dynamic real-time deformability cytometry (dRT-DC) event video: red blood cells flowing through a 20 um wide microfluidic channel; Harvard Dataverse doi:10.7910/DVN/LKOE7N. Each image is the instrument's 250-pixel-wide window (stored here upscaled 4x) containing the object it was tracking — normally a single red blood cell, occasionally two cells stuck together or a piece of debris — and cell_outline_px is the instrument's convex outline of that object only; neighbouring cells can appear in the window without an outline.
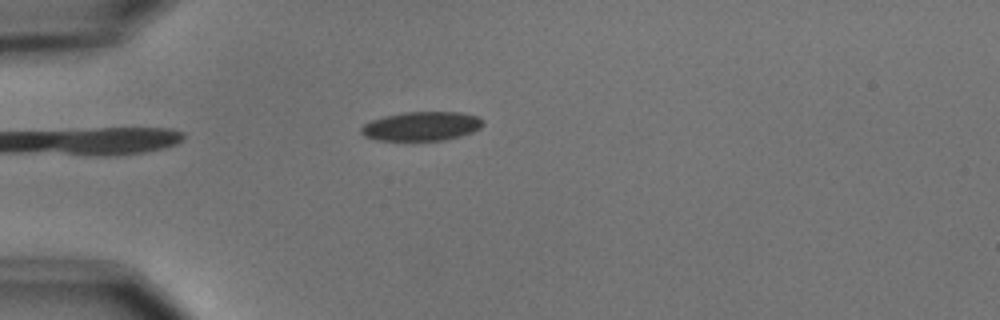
{"species": "common noctule bat (a hibernating species)", "species_latin": "Nyctalus noctula", "temperature_condition": "cold", "stored_images_in_passage": 7, "camera_frame_rate_fps": 3000, "um_per_image_px": 0.085, "animal": {"sex": "male", "body_mass_g": 15.6}, "frame": {"image": 1, "passage_image": 4, "time_ms": 4.667, "image_size_px": [1000, 320], "cell_outline_px": [[484, 124], [480, 128], [472, 132], [460, 136], [444, 140], [376, 140], [364, 136], [360, 132], [360, 128], [364, 124], [372, 120], [384, 116], [404, 112], [460, 112], [476, 116], [484, 120]], "centroid_in_image_um": [35.83, 10.72], "position_along_channel_um": 49.2, "area_um2": 20.63}}
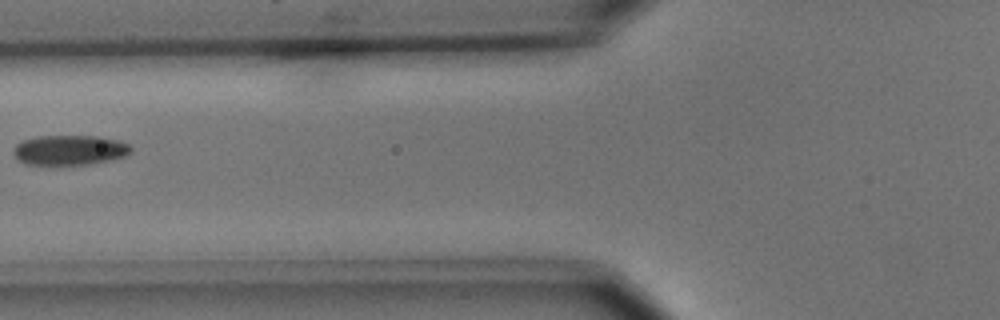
{"frame": {"image": 2, "passage_image": 6, "time_ms": 7.0, "image_size_px": [1000, 320], "cell_outline_px": [[132, 152], [124, 156], [112, 160], [88, 164], [24, 164], [12, 152], [12, 148], [16, 144], [24, 140], [36, 136], [100, 136], [120, 140], [128, 144], [132, 148]], "centroid_in_image_um": [5.94, 12.74], "position_along_channel_um": 119.9, "area_um2": 20.58}}
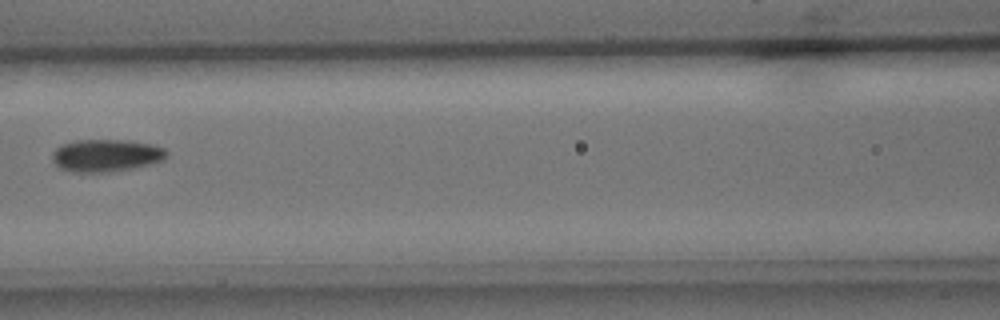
{"frame": {"image": 3, "passage_image": 7, "time_ms": 8.0, "image_size_px": [1000, 320], "cell_outline_px": [[168, 156], [164, 160], [152, 164], [132, 168], [108, 172], [72, 172], [60, 168], [52, 160], [52, 152], [56, 148], [64, 144], [76, 140], [132, 140], [152, 144], [164, 148], [168, 152]], "centroid_in_image_um": [9.05, 13.21], "position_along_channel_um": 157.5, "area_um2": 21.79}}